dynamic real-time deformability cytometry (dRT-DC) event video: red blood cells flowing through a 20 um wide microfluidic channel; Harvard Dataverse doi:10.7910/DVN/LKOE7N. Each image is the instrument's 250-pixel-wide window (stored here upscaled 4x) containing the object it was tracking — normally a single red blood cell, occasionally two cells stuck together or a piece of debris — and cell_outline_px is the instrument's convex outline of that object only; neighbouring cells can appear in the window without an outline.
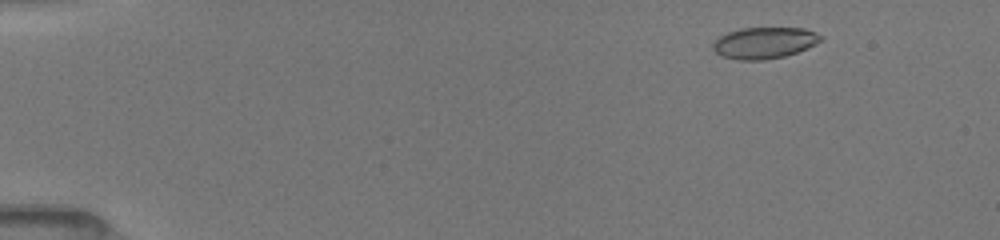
{"species": "common noctule bat (a hibernating species)", "species_latin": "Nyctalus noctula", "temperature_condition": "room temperature", "stored_images_in_passage": 30, "camera_frame_rate_fps": 3000, "um_per_image_px": 0.085, "animal": {"sex": "female", "body_mass_g": 19.5, "forearm_length_mm": 54.1}, "frame": {"image": 1, "passage_image": 5, "time_ms": 1.333, "image_size_px": [1000, 240], "cell_outline_px": [[824, 40], [816, 44], [796, 52], [784, 56], [764, 60], [740, 60], [720, 56], [712, 48], [712, 44], [720, 36], [728, 32], [740, 28], [804, 28], [816, 32], [824, 36]], "centroid_in_image_um": [64.99, 3.64], "position_along_channel_um": 20.0, "area_um2": 19.83}}
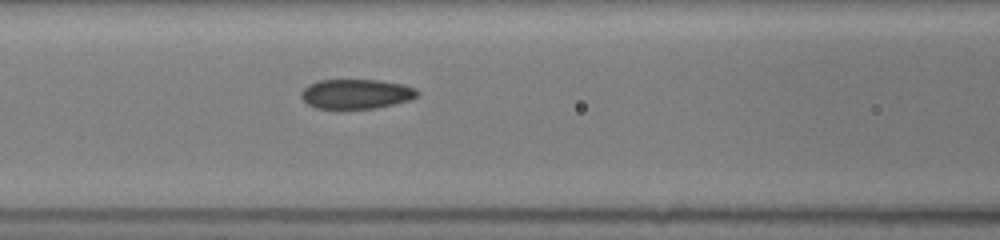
{"frame": {"image": 2, "passage_image": 19, "time_ms": 7.0, "image_size_px": [1000, 240], "cell_outline_px": [[420, 92], [412, 100], [376, 108], [316, 108], [308, 104], [300, 96], [300, 92], [308, 84], [316, 80], [380, 80], [404, 84], [416, 88]], "centroid_in_image_um": [30.29, 7.97], "position_along_channel_um": 136.3, "area_um2": 20.23}}
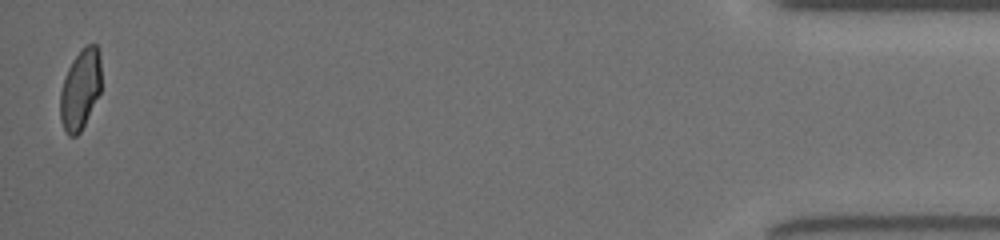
{"frame": {"image": 3, "passage_image": 30, "time_ms": 16.333, "image_size_px": [1000, 240], "cell_outline_px": [[100, 92], [80, 132], [76, 136], [68, 136], [64, 132], [60, 120], [60, 92], [68, 68], [72, 60], [88, 44], [96, 44], [100, 52]], "centroid_in_image_um": [6.81, 7.63], "position_along_channel_um": 428.4, "area_um2": 19.02}, "authors_computed_cell_mechanics": {"area_um2": 20.3456, "velocity_mm_per_s": 4.0302, "shape_relaxation_time_tau1_ms": null, "shape_relaxation_time_tau2_ms": 1.046, "deformation_change_tau1": null, "deformation_change_tau2": 0.0614}}